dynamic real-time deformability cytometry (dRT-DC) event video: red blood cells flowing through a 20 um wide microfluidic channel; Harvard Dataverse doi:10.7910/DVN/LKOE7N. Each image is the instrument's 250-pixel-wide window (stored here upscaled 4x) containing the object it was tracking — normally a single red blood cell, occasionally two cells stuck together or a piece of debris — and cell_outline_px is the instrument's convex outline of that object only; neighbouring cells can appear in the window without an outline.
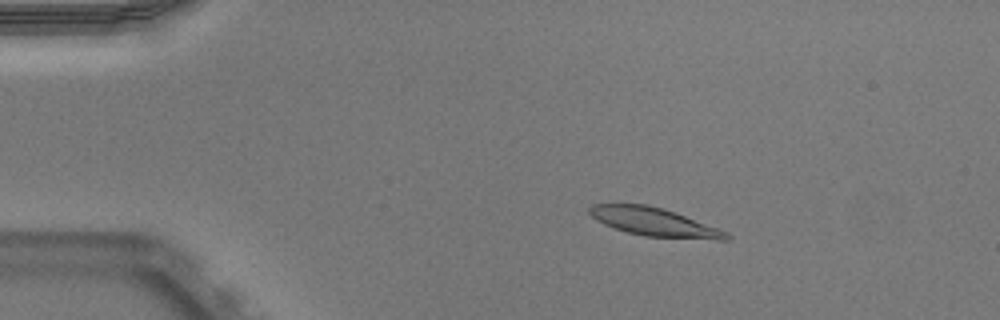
{"species": "Egyptian fruit bat (a non-hibernating species)", "species_latin": "Rousettus aegyptiacus", "temperature_condition": "warm", "stored_images_in_passage": 51, "camera_frame_rate_fps": 3000, "um_per_image_px": 0.085, "animal": {"sex": "male"}, "frame": {"image": 1, "passage_image": 9, "time_ms": 2.667, "image_size_px": [1000, 320], "cell_outline_px": [[732, 236], [728, 240], [716, 240], [644, 236], [628, 232], [604, 224], [596, 220], [588, 212], [588, 208], [592, 204], [648, 204], [684, 216], [728, 232]], "centroid_in_image_um": [55.6, 18.88], "position_along_channel_um": 29.4, "area_um2": 22.31}}
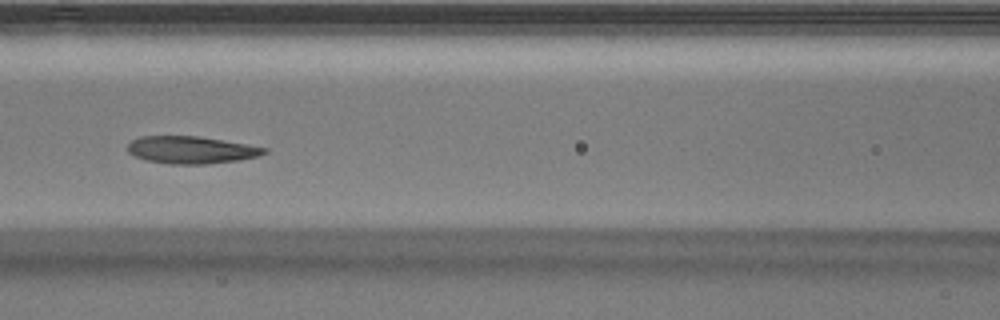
{"frame": {"image": 2, "passage_image": 23, "time_ms": 7.333, "image_size_px": [1000, 320], "cell_outline_px": [[268, 152], [260, 156], [240, 160], [208, 164], [168, 164], [144, 160], [128, 152], [128, 144], [132, 140], [140, 136], [196, 136], [248, 144], [268, 148]], "centroid_in_image_um": [16.28, 12.75], "position_along_channel_um": 150.3, "area_um2": 21.91}}
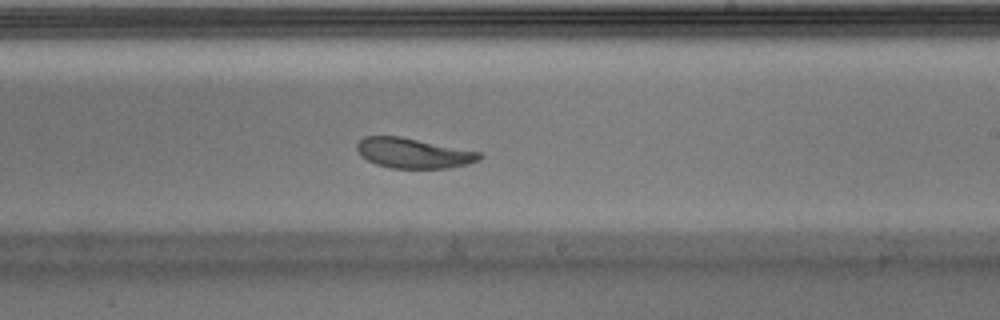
{"frame": {"image": 3, "passage_image": 31, "time_ms": 10.0, "image_size_px": [1000, 320], "cell_outline_px": [[484, 156], [480, 160], [468, 164], [448, 168], [392, 168], [376, 164], [360, 156], [356, 148], [356, 144], [364, 136], [400, 136], [480, 152]], "centroid_in_image_um": [35.13, 13.02], "position_along_channel_um": 253.9, "area_um2": 21.5}, "authors_computed_cell_mechanics": {"area_um2": 22.8888, "velocity_mm_per_s": 3.8936, "shape_relaxation_time_tau1_ms": 5.6863, "shape_relaxation_time_tau2_ms": 3.9396, "deformation_change_tau1": 0.1572, "deformation_change_tau2": 0.0892}}